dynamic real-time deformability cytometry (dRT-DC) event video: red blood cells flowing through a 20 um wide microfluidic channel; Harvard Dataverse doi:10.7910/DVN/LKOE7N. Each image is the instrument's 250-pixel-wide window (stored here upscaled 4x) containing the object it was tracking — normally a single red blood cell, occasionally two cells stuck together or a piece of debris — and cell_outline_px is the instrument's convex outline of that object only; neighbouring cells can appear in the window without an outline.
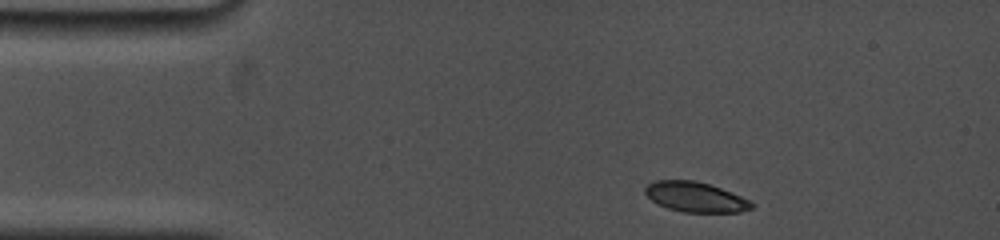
{"species": "common noctule bat (a hibernating species)", "species_latin": "Nyctalus noctula", "temperature_condition": "cold", "stored_images_in_passage": 8, "camera_frame_rate_fps": 5000, "um_per_image_px": 0.085, "animal": {"sex": "female", "body_mass_g": 19.0, "forearm_length_mm": 53.3}, "frame": {"image": 1, "passage_image": 1, "time_ms": 0.0, "image_size_px": [1000, 240], "cell_outline_px": [[756, 204], [752, 208], [740, 212], [684, 212], [668, 208], [652, 200], [644, 192], [644, 188], [648, 184], [656, 180], [696, 180], [732, 192], [752, 200]], "centroid_in_image_um": [59.16, 16.74], "position_along_channel_um": 25.8, "area_um2": 18.67}}
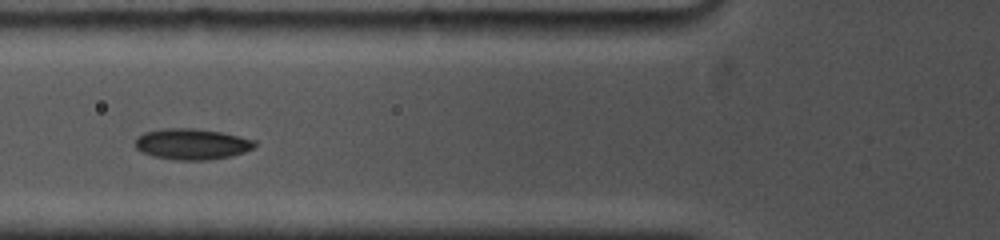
{"frame": {"image": 2, "passage_image": 5, "time_ms": 3.8, "image_size_px": [1000, 240], "cell_outline_px": [[256, 144], [252, 148], [244, 152], [228, 156], [208, 160], [176, 160], [152, 156], [140, 152], [136, 148], [136, 136], [144, 132], [164, 128], [192, 128], [220, 132], [256, 140]], "centroid_in_image_um": [16.26, 12.24], "position_along_channel_um": 109.5, "area_um2": 21.5}}
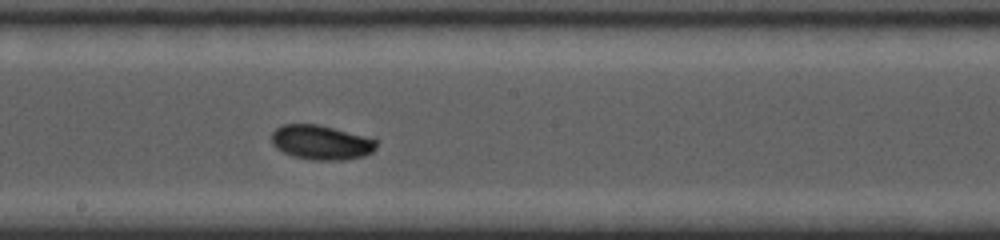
{"frame": {"image": 3, "passage_image": 8, "time_ms": 6.8, "image_size_px": [1000, 240], "cell_outline_px": [[376, 148], [372, 152], [364, 156], [344, 160], [312, 160], [292, 156], [276, 148], [272, 144], [272, 132], [276, 128], [284, 124], [316, 124], [332, 128], [376, 140]], "centroid_in_image_um": [27.26, 12.12], "position_along_channel_um": 220.9, "area_um2": 20.81}}